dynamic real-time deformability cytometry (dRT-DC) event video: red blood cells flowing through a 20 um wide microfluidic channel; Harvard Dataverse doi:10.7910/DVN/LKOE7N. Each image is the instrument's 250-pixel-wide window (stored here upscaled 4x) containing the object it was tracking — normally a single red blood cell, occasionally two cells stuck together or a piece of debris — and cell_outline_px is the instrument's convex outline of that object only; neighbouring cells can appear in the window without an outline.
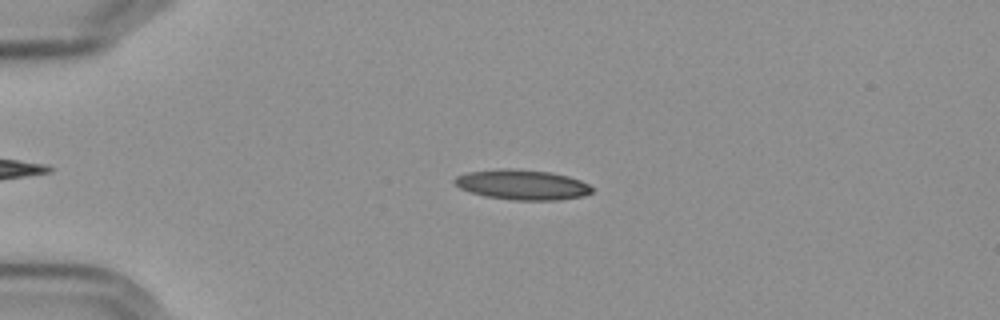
{"species": "Egyptian fruit bat (a non-hibernating species)", "species_latin": "Rousettus aegyptiacus", "temperature_condition": "cold", "stored_images_in_passage": 51, "camera_frame_rate_fps": 3000, "um_per_image_px": 0.085, "frame": {"image": 1, "passage_image": 14, "time_ms": 4.333, "image_size_px": [1000, 320], "cell_outline_px": [[592, 192], [584, 196], [560, 200], [512, 200], [484, 196], [460, 188], [452, 180], [456, 176], [468, 172], [500, 168], [508, 168], [548, 172], [568, 176], [580, 180], [588, 184], [592, 188]], "centroid_in_image_um": [44.38, 15.7], "position_along_channel_um": 40.6, "area_um2": 24.04}}
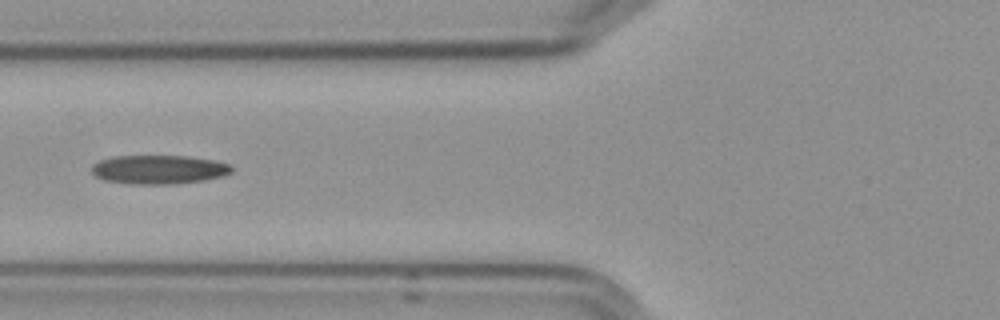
{"frame": {"image": 2, "passage_image": 23, "time_ms": 7.333, "image_size_px": [1000, 320], "cell_outline_px": [[232, 172], [224, 176], [204, 180], [176, 184], [132, 184], [104, 180], [96, 176], [92, 172], [92, 164], [100, 160], [116, 156], [188, 156], [212, 160], [228, 164], [232, 168]], "centroid_in_image_um": [13.5, 14.41], "position_along_channel_um": 112.3, "area_um2": 23.52}}
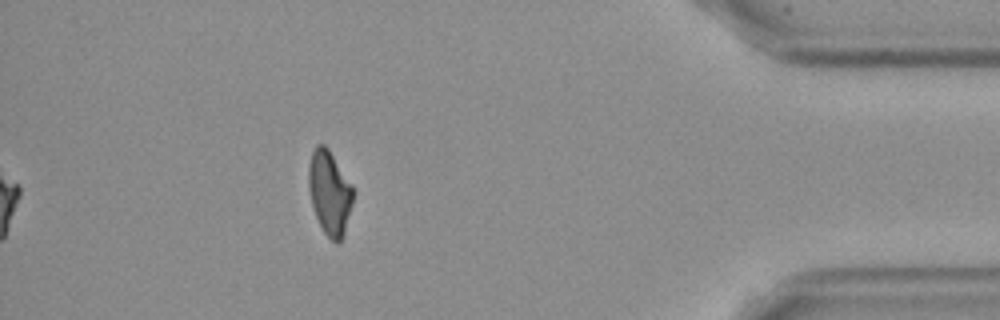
{"frame": {"image": 3, "passage_image": 51, "time_ms": 16.667, "image_size_px": [1000, 320], "cell_outline_px": [[352, 204], [344, 236], [336, 244], [324, 232], [316, 216], [312, 204], [308, 184], [308, 168], [312, 152], [316, 144], [324, 144], [328, 148], [352, 184]], "centroid_in_image_um": [28.01, 16.36], "position_along_channel_um": 407.2, "area_um2": 21.62}, "authors_computed_cell_mechanics": {"area_um2": 22.831, "velocity_mm_per_s": 3.6135, "shape_relaxation_time_tau1_ms": null, "shape_relaxation_time_tau2_ms": 5.5015, "deformation_change_tau1": null, "deformation_change_tau2": 0.1354}}